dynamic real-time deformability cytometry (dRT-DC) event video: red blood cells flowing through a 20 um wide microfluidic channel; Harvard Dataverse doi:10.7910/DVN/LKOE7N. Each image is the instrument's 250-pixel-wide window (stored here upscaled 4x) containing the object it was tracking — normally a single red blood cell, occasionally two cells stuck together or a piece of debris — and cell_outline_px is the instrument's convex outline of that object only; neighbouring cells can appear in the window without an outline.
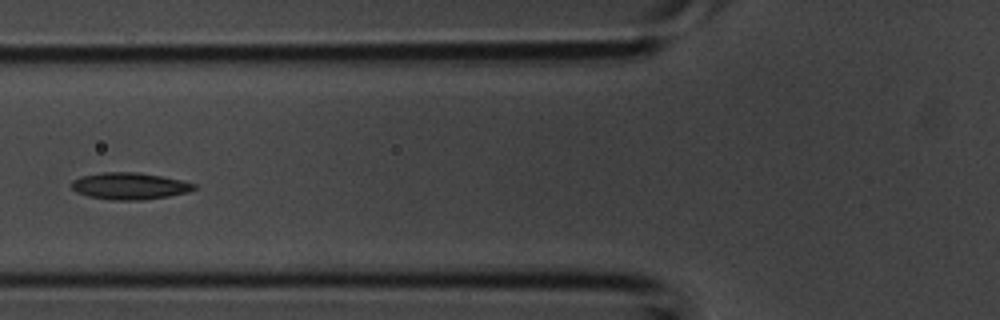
{"species": "common noctule bat (a hibernating species)", "species_latin": "Nyctalus noctula", "temperature_condition": "room temperature", "stored_images_in_passage": 5, "camera_frame_rate_fps": 3000, "um_per_image_px": 0.085, "animal": {"sex": "male", "body_mass_g": 20.1, "forearm_length_mm": 53.5}, "frame": {"image": 1, "passage_image": 5, "time_ms": 1.333, "image_size_px": [1000, 320], "cell_outline_px": [[196, 188], [188, 192], [168, 196], [140, 200], [112, 200], [88, 196], [76, 192], [72, 188], [72, 180], [80, 176], [100, 172], [140, 172], [180, 180], [196, 184]], "centroid_in_image_um": [10.98, 15.8], "position_along_channel_um": 114.8, "area_um2": 19.13}}